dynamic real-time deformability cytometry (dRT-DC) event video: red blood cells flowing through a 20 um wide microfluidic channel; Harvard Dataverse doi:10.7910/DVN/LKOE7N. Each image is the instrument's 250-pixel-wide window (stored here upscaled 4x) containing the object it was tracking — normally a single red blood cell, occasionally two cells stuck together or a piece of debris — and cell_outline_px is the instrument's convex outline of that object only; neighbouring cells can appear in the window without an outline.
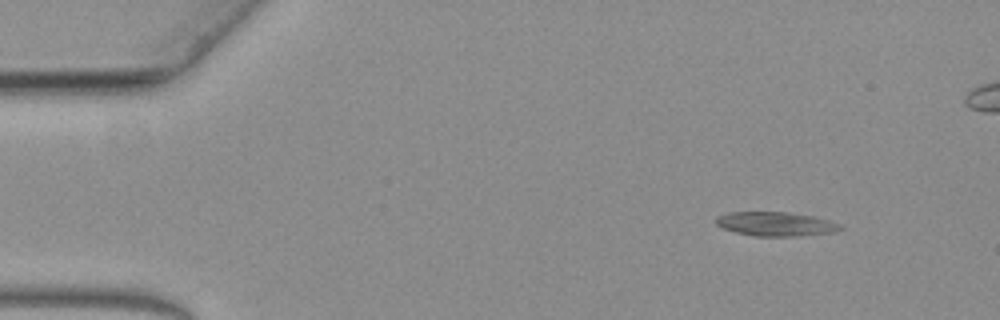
{"species": "common noctule bat (a hibernating species)", "species_latin": "Nyctalus noctula", "temperature_condition": "warm", "stored_images_in_passage": 56, "camera_frame_rate_fps": 3000, "um_per_image_px": 0.085, "animal": {"sex": "female", "body_mass_g": 19.3, "forearm_length_mm": 54.1}, "frame": {"image": 1, "passage_image": 1, "time_ms": 0.0, "image_size_px": [1000, 320], "cell_outline_px": [[844, 228], [832, 232], [796, 236], [756, 236], [736, 232], [720, 228], [716, 224], [716, 216], [728, 212], [788, 212], [812, 216], [828, 220], [840, 224]], "centroid_in_image_um": [65.89, 19.03], "position_along_channel_um": 19.1, "area_um2": 17.4}}
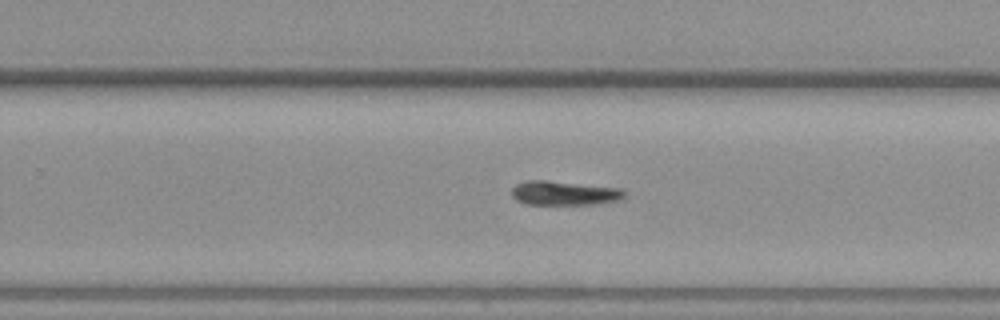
{"frame": {"image": 2, "passage_image": 33, "time_ms": 10.667, "image_size_px": [1000, 320], "cell_outline_px": [[628, 196], [624, 200], [600, 204], [528, 204], [516, 200], [512, 196], [512, 188], [516, 184], [528, 180], [544, 180], [620, 188]], "centroid_in_image_um": [48.02, 16.42], "position_along_channel_um": 281.8, "area_um2": 16.01}}
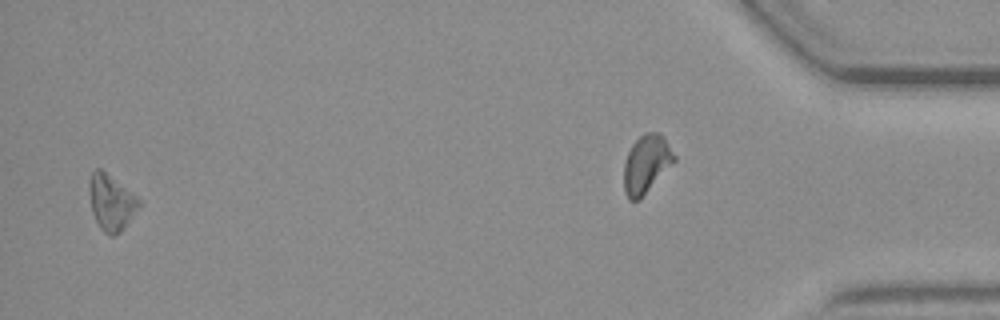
{"frame": {"image": 3, "passage_image": 54, "time_ms": 17.667, "image_size_px": [1000, 320], "cell_outline_px": [[140, 208], [124, 228], [120, 232], [112, 236], [108, 236], [100, 228], [92, 212], [88, 192], [88, 180], [92, 172], [96, 168], [100, 168], [132, 192], [140, 200]], "centroid_in_image_um": [9.44, 17.21], "position_along_channel_um": 425.8, "area_um2": 16.36}}